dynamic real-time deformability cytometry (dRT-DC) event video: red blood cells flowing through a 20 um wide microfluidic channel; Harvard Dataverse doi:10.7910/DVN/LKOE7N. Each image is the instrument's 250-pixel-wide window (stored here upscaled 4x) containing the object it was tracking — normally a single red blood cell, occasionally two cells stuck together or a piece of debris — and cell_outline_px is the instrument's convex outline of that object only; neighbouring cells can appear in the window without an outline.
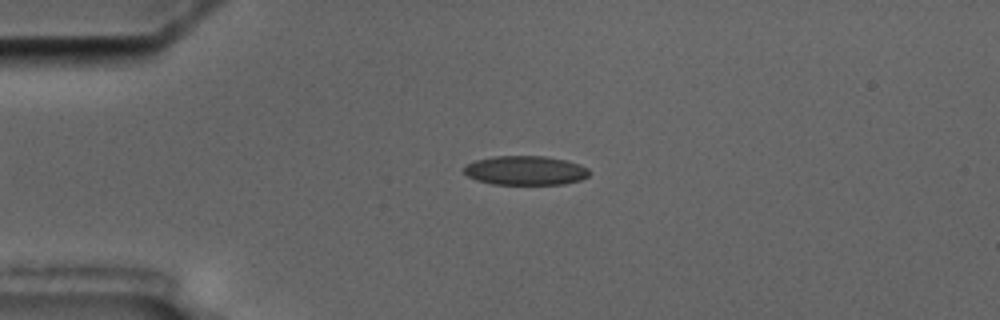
{"species": "common noctule bat (a hibernating species)", "species_latin": "Nyctalus noctula", "temperature_condition": "cold", "stored_images_in_passage": 4, "camera_frame_rate_fps": 3000, "um_per_image_px": 0.085, "animal": {"sex": "male", "body_mass_g": 17.5, "forearm_length_mm": 52.3}, "frame": {"image": 1, "passage_image": 3, "time_ms": 2.333, "image_size_px": [1000, 320], "cell_outline_px": [[588, 176], [580, 180], [564, 184], [492, 184], [476, 180], [468, 176], [464, 172], [464, 164], [476, 160], [492, 156], [544, 156], [568, 160], [580, 164], [588, 168]], "centroid_in_image_um": [44.65, 14.48], "position_along_channel_um": 40.4, "area_um2": 21.44}}